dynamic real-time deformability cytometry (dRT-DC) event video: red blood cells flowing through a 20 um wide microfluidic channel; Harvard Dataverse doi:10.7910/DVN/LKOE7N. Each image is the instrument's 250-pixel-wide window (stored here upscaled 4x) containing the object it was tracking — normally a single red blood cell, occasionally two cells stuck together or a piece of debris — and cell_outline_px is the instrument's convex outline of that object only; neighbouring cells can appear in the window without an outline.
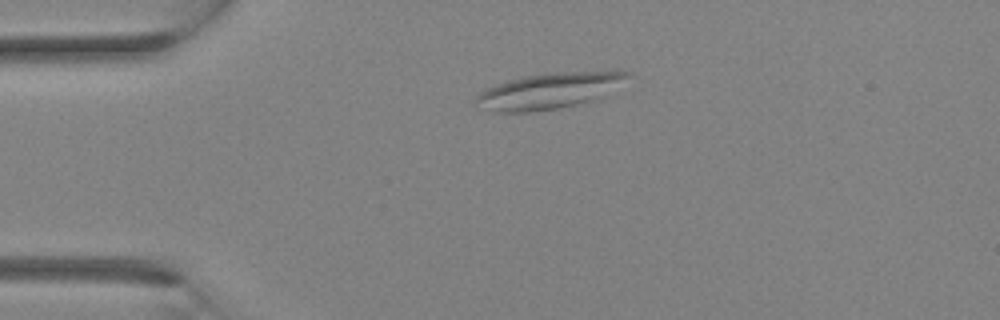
{"species": "Egyptian fruit bat (a non-hibernating species)", "species_latin": "Rousettus aegyptiacus", "temperature_condition": "room temperature", "stored_images_in_passage": 26, "camera_frame_rate_fps": 3000, "um_per_image_px": 0.085, "animal": {"sex": "female"}, "frame": {"image": 1, "passage_image": 1, "time_ms": 0.0, "image_size_px": [1000, 320], "cell_outline_px": [[632, 76], [596, 96], [588, 100], [556, 108], [532, 112], [496, 112], [472, 100], [480, 92], [496, 84], [508, 80], [528, 76], [556, 72], [628, 72]], "centroid_in_image_um": [46.55, 7.72], "position_along_channel_um": 38.5, "area_um2": 30.0}}
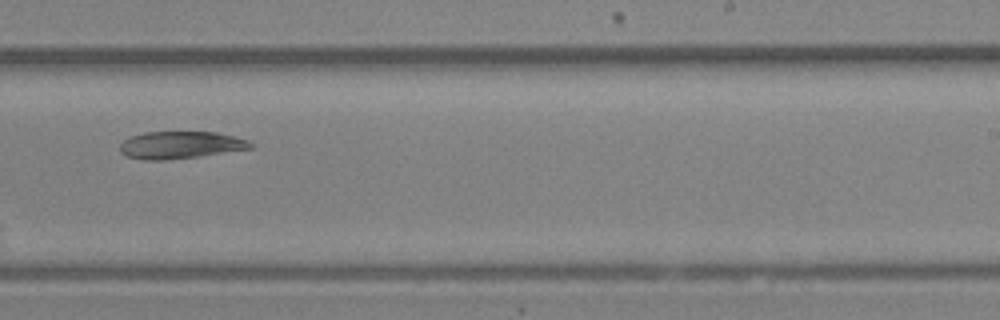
{"frame": {"image": 2, "passage_image": 14, "time_ms": 4.333, "image_size_px": [1000, 320], "cell_outline_px": [[252, 148], [200, 156], [164, 160], [144, 160], [128, 156], [120, 152], [120, 144], [124, 140], [132, 136], [144, 132], [216, 132], [236, 136], [248, 140], [252, 144]], "centroid_in_image_um": [15.34, 12.32], "position_along_channel_um": 273.7, "area_um2": 20.69}}
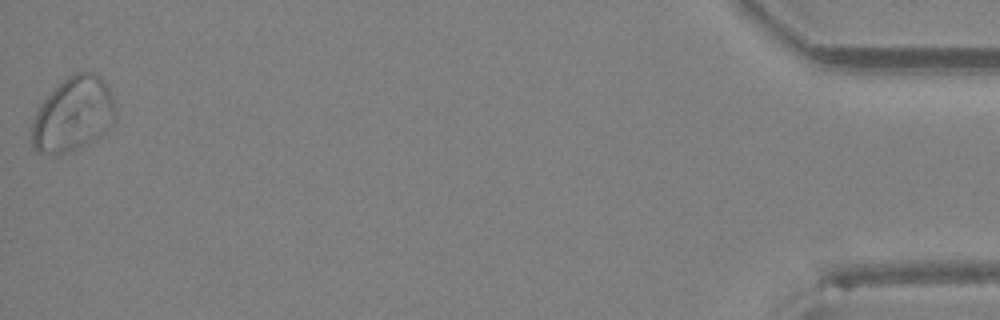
{"frame": {"image": 3, "passage_image": 26, "time_ms": 8.333, "image_size_px": [1000, 320], "cell_outline_px": [[112, 112], [100, 136], [96, 140], [80, 148], [64, 152], [36, 152], [32, 148], [28, 140], [32, 120], [40, 104], [68, 76], [76, 72], [96, 72], [104, 80], [112, 96]], "centroid_in_image_um": [6.11, 9.72], "position_along_channel_um": 429.1, "area_um2": 35.37}}